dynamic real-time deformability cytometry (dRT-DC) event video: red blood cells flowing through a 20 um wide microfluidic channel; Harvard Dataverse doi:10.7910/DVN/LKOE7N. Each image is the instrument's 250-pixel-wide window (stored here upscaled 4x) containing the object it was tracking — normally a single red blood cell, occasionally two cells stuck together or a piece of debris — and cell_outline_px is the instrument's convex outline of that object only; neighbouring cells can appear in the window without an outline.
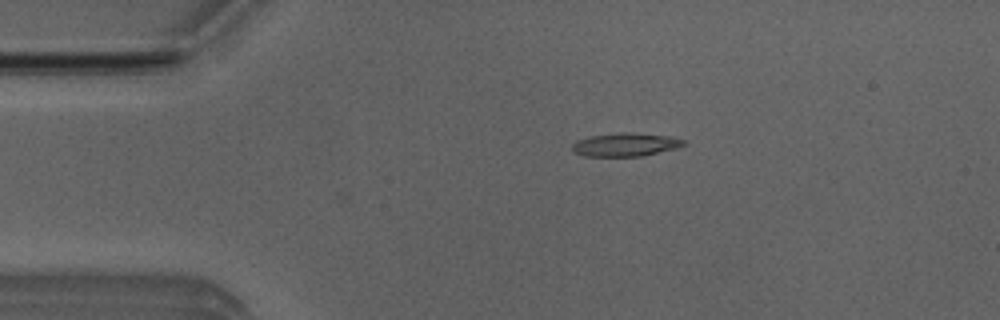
{"species": "Egyptian fruit bat (a non-hibernating species)", "species_latin": "Rousettus aegyptiacus", "temperature_condition": "room temperature", "stored_images_in_passage": 4, "camera_frame_rate_fps": 3000, "um_per_image_px": 0.085, "animal": {"sex": "male"}, "frame": {"image": 1, "passage_image": 4, "time_ms": 1.0, "image_size_px": [1000, 320], "cell_outline_px": [[688, 144], [676, 148], [640, 156], [584, 156], [576, 152], [572, 148], [572, 144], [576, 140], [588, 136], [620, 132], [632, 132], [672, 136], [684, 140]], "centroid_in_image_um": [53.18, 12.27], "position_along_channel_um": 31.8, "area_um2": 15.26}}